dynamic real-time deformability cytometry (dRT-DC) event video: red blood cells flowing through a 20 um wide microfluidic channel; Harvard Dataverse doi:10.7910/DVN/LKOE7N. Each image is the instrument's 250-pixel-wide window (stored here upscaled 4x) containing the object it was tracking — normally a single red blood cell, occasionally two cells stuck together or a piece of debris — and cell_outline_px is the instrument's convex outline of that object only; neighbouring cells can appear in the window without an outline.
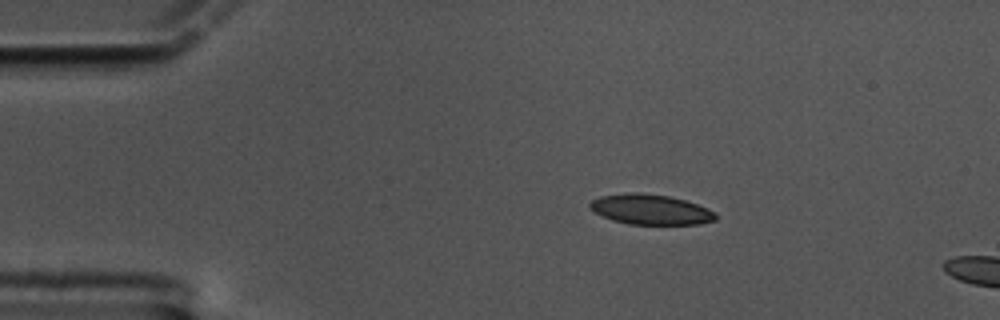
{"species": "common noctule bat (a hibernating species)", "species_latin": "Nyctalus noctula", "temperature_condition": "cold", "stored_images_in_passage": 14, "camera_frame_rate_fps": 3000, "um_per_image_px": 0.085, "animal": {"sex": "male", "body_mass_g": 17.5, "forearm_length_mm": 52.3}, "frame": {"image": 1, "passage_image": 10, "time_ms": 3.0, "image_size_px": [1000, 320], "cell_outline_px": [[716, 220], [700, 224], [628, 224], [612, 220], [588, 208], [588, 204], [592, 200], [600, 196], [632, 192], [636, 192], [668, 196], [684, 200], [708, 208], [716, 212]], "centroid_in_image_um": [55.3, 17.81], "position_along_channel_um": 29.7, "area_um2": 22.02}}